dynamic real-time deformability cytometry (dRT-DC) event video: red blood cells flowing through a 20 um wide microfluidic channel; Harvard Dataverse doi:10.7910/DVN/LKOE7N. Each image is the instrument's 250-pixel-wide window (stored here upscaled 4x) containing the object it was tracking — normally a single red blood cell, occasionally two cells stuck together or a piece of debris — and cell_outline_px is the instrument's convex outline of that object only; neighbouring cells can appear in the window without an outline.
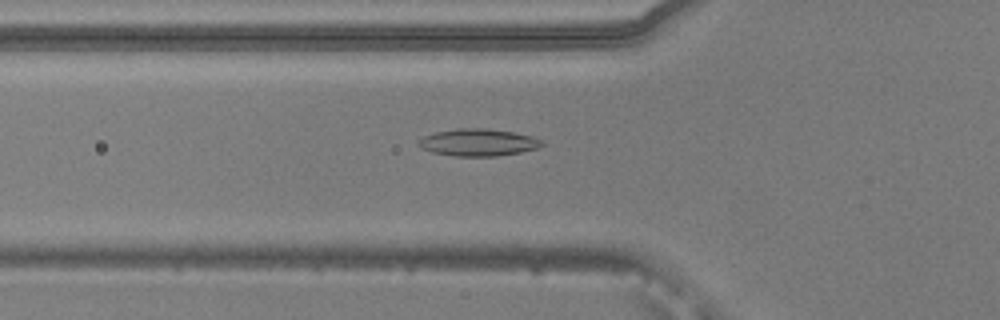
{"species": "common noctule bat (a hibernating species)", "species_latin": "Nyctalus noctula", "temperature_condition": "warm", "stored_images_in_passage": 36, "camera_frame_rate_fps": 3000, "um_per_image_px": 0.085, "animal": {"sex": "male", "body_mass_g": 20.5, "forearm_length_mm": 52.5}, "frame": {"image": 1, "passage_image": 2, "time_ms": 0.333, "image_size_px": [1000, 320], "cell_outline_px": [[544, 144], [536, 148], [520, 152], [496, 156], [456, 156], [432, 152], [420, 148], [420, 140], [424, 136], [436, 132], [456, 128], [484, 128], [516, 132], [532, 136], [544, 140]], "centroid_in_image_um": [40.68, 12.1], "position_along_channel_um": 85.1, "area_um2": 19.48}}
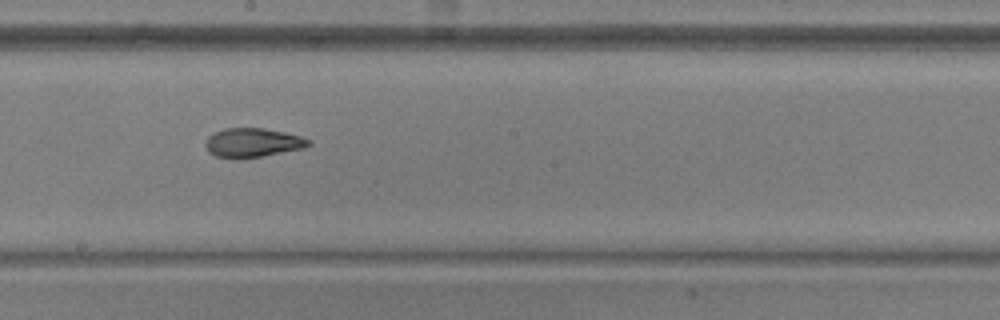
{"frame": {"image": 2, "passage_image": 13, "time_ms": 4.0, "image_size_px": [1000, 320], "cell_outline_px": [[312, 144], [304, 148], [260, 156], [216, 156], [208, 152], [204, 144], [208, 136], [212, 132], [224, 128], [264, 128], [284, 132], [300, 136], [312, 140]], "centroid_in_image_um": [21.49, 12.08], "position_along_channel_um": 226.7, "area_um2": 17.11}}
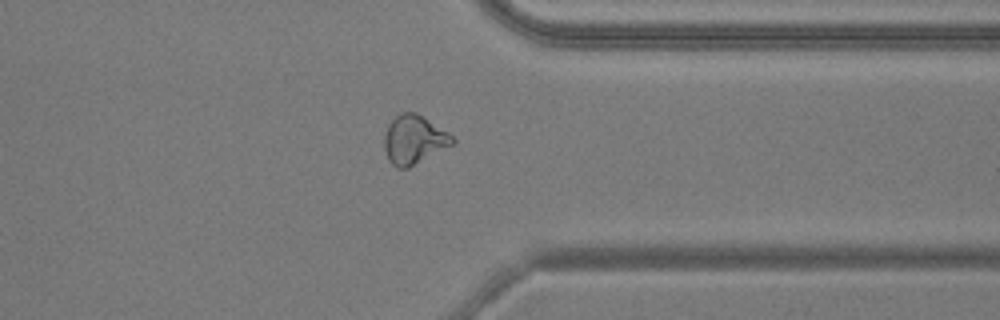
{"frame": {"image": 3, "passage_image": 25, "time_ms": 8.0, "image_size_px": [1000, 320], "cell_outline_px": [[456, 144], [408, 168], [396, 168], [388, 160], [384, 148], [384, 132], [388, 124], [400, 112], [416, 112], [448, 132], [456, 140]], "centroid_in_image_um": [35.19, 11.88], "position_along_channel_um": 376.2, "area_um2": 19.65}, "authors_computed_cell_mechanics": {"area_um2": 18.0047, "velocity_mm_per_s": 3.8266, "shape_relaxation_time_tau1_ms": null, "shape_relaxation_time_tau2_ms": 2.14, "deformation_change_tau1": null, "deformation_change_tau2": 0.0872}}